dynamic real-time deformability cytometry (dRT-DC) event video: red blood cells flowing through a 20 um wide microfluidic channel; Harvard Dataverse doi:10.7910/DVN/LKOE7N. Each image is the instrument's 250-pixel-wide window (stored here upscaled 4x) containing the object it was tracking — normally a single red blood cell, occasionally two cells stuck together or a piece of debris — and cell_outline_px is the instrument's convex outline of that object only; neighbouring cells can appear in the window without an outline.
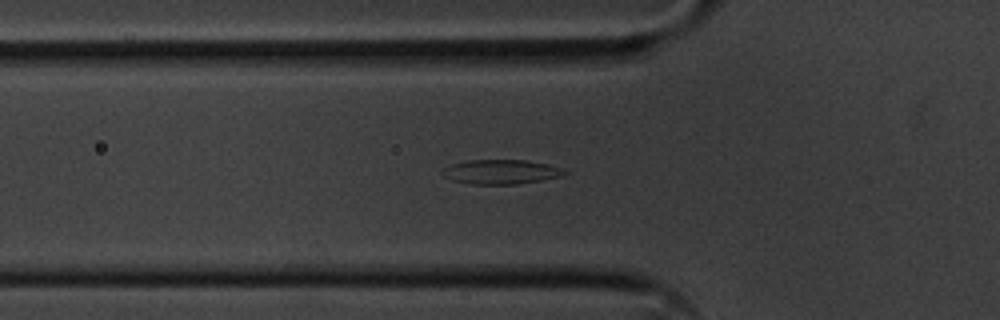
{"species": "common noctule bat (a hibernating species)", "species_latin": "Nyctalus noctula", "temperature_condition": "cold", "stored_images_in_passage": 56, "segment_of_instrument_passage": [1, 2], "camera_frame_rate_fps": 3000, "um_per_image_px": 0.085, "animal": {"sex": "male", "body_mass_g": 20.1, "forearm_length_mm": 53.5}, "frame": {"image": 1, "passage_image": 18, "time_ms": 5.667, "image_size_px": [1000, 320], "cell_outline_px": [[568, 172], [564, 176], [516, 184], [472, 184], [452, 180], [444, 176], [440, 172], [440, 168], [452, 164], [468, 160], [524, 160], [548, 164], [564, 168]], "centroid_in_image_um": [42.58, 14.6], "position_along_channel_um": 83.2, "area_um2": 17.51}}
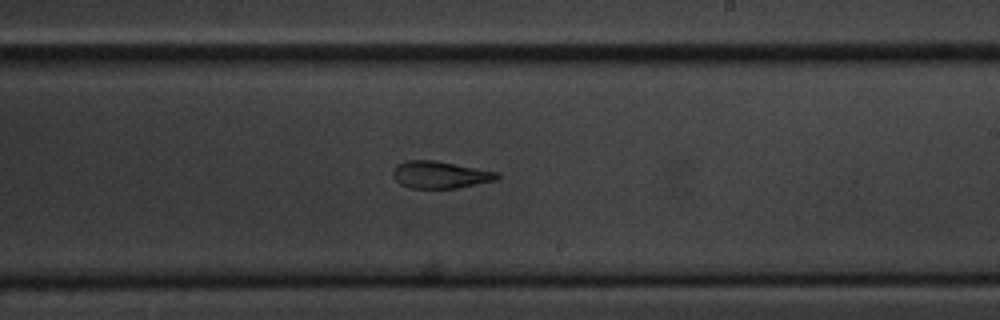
{"frame": {"image": 2, "passage_image": 32, "time_ms": 10.333, "image_size_px": [1000, 320], "cell_outline_px": [[500, 176], [496, 180], [456, 188], [408, 188], [400, 184], [392, 176], [392, 172], [396, 164], [404, 160], [436, 160], [500, 172]], "centroid_in_image_um": [37.39, 14.84], "position_along_channel_um": 251.6, "area_um2": 16.7}}
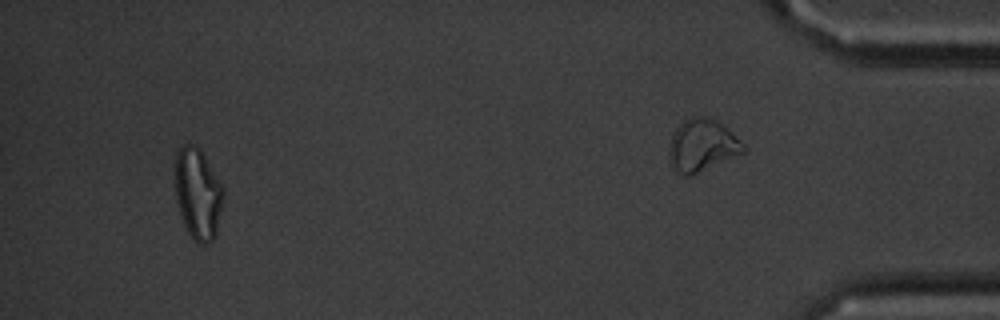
{"frame": {"image": 3, "passage_image": 52, "time_ms": 17.0, "image_size_px": [1000, 320], "cell_outline_px": [[224, 192], [216, 236], [208, 244], [200, 244], [192, 240], [184, 224], [176, 200], [176, 152], [184, 144], [192, 144], [200, 148], [224, 188]], "centroid_in_image_um": [16.83, 16.49], "position_along_channel_um": 418.4, "area_um2": 25.55}}